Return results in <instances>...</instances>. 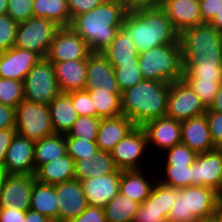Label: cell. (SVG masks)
Returning a JSON list of instances; mask_svg holds the SVG:
<instances>
[{
    "label": "cell",
    "instance_id": "f6af8a7d",
    "mask_svg": "<svg viewBox=\"0 0 222 222\" xmlns=\"http://www.w3.org/2000/svg\"><path fill=\"white\" fill-rule=\"evenodd\" d=\"M6 14L17 23L32 18L33 0H8Z\"/></svg>",
    "mask_w": 222,
    "mask_h": 222
},
{
    "label": "cell",
    "instance_id": "7dc6e473",
    "mask_svg": "<svg viewBox=\"0 0 222 222\" xmlns=\"http://www.w3.org/2000/svg\"><path fill=\"white\" fill-rule=\"evenodd\" d=\"M205 116L215 148L222 149V113L207 110Z\"/></svg>",
    "mask_w": 222,
    "mask_h": 222
},
{
    "label": "cell",
    "instance_id": "4316f807",
    "mask_svg": "<svg viewBox=\"0 0 222 222\" xmlns=\"http://www.w3.org/2000/svg\"><path fill=\"white\" fill-rule=\"evenodd\" d=\"M117 170L111 152L99 150L91 157L75 161V179L79 181L104 176Z\"/></svg>",
    "mask_w": 222,
    "mask_h": 222
},
{
    "label": "cell",
    "instance_id": "7402d4cb",
    "mask_svg": "<svg viewBox=\"0 0 222 222\" xmlns=\"http://www.w3.org/2000/svg\"><path fill=\"white\" fill-rule=\"evenodd\" d=\"M53 66L60 93L84 90L87 59L53 62Z\"/></svg>",
    "mask_w": 222,
    "mask_h": 222
},
{
    "label": "cell",
    "instance_id": "6f0895ef",
    "mask_svg": "<svg viewBox=\"0 0 222 222\" xmlns=\"http://www.w3.org/2000/svg\"><path fill=\"white\" fill-rule=\"evenodd\" d=\"M26 216V211L9 208H0V222H22Z\"/></svg>",
    "mask_w": 222,
    "mask_h": 222
},
{
    "label": "cell",
    "instance_id": "5bb4252c",
    "mask_svg": "<svg viewBox=\"0 0 222 222\" xmlns=\"http://www.w3.org/2000/svg\"><path fill=\"white\" fill-rule=\"evenodd\" d=\"M34 181V175H7L0 193V208L27 211Z\"/></svg>",
    "mask_w": 222,
    "mask_h": 222
},
{
    "label": "cell",
    "instance_id": "cb8c5ba5",
    "mask_svg": "<svg viewBox=\"0 0 222 222\" xmlns=\"http://www.w3.org/2000/svg\"><path fill=\"white\" fill-rule=\"evenodd\" d=\"M34 176L36 181L53 186L75 179V161L66 153L40 165Z\"/></svg>",
    "mask_w": 222,
    "mask_h": 222
},
{
    "label": "cell",
    "instance_id": "6125c7cd",
    "mask_svg": "<svg viewBox=\"0 0 222 222\" xmlns=\"http://www.w3.org/2000/svg\"><path fill=\"white\" fill-rule=\"evenodd\" d=\"M196 222H220L219 219V207L217 208V211L214 214H211L209 216H205L203 218H198Z\"/></svg>",
    "mask_w": 222,
    "mask_h": 222
},
{
    "label": "cell",
    "instance_id": "f5cc1de1",
    "mask_svg": "<svg viewBox=\"0 0 222 222\" xmlns=\"http://www.w3.org/2000/svg\"><path fill=\"white\" fill-rule=\"evenodd\" d=\"M202 24L210 23L222 6V0H199Z\"/></svg>",
    "mask_w": 222,
    "mask_h": 222
},
{
    "label": "cell",
    "instance_id": "03108f58",
    "mask_svg": "<svg viewBox=\"0 0 222 222\" xmlns=\"http://www.w3.org/2000/svg\"><path fill=\"white\" fill-rule=\"evenodd\" d=\"M7 175L8 174L3 169H0V193H1V190H2L4 180L7 177Z\"/></svg>",
    "mask_w": 222,
    "mask_h": 222
},
{
    "label": "cell",
    "instance_id": "7bdbcfd3",
    "mask_svg": "<svg viewBox=\"0 0 222 222\" xmlns=\"http://www.w3.org/2000/svg\"><path fill=\"white\" fill-rule=\"evenodd\" d=\"M18 24L7 14L0 15V53L14 46Z\"/></svg>",
    "mask_w": 222,
    "mask_h": 222
},
{
    "label": "cell",
    "instance_id": "2e32d148",
    "mask_svg": "<svg viewBox=\"0 0 222 222\" xmlns=\"http://www.w3.org/2000/svg\"><path fill=\"white\" fill-rule=\"evenodd\" d=\"M121 170L81 180L88 206L104 208L119 193Z\"/></svg>",
    "mask_w": 222,
    "mask_h": 222
},
{
    "label": "cell",
    "instance_id": "74e56055",
    "mask_svg": "<svg viewBox=\"0 0 222 222\" xmlns=\"http://www.w3.org/2000/svg\"><path fill=\"white\" fill-rule=\"evenodd\" d=\"M101 118L91 116H78L74 122L72 129L65 134V137H75L79 139L96 141L98 127Z\"/></svg>",
    "mask_w": 222,
    "mask_h": 222
},
{
    "label": "cell",
    "instance_id": "816d5d0a",
    "mask_svg": "<svg viewBox=\"0 0 222 222\" xmlns=\"http://www.w3.org/2000/svg\"><path fill=\"white\" fill-rule=\"evenodd\" d=\"M69 222H107L103 208L88 206L79 216Z\"/></svg>",
    "mask_w": 222,
    "mask_h": 222
},
{
    "label": "cell",
    "instance_id": "9c48e42d",
    "mask_svg": "<svg viewBox=\"0 0 222 222\" xmlns=\"http://www.w3.org/2000/svg\"><path fill=\"white\" fill-rule=\"evenodd\" d=\"M149 150L148 139L143 127L135 126L111 151V156L118 170H143L141 161L146 150Z\"/></svg>",
    "mask_w": 222,
    "mask_h": 222
},
{
    "label": "cell",
    "instance_id": "44dd1931",
    "mask_svg": "<svg viewBox=\"0 0 222 222\" xmlns=\"http://www.w3.org/2000/svg\"><path fill=\"white\" fill-rule=\"evenodd\" d=\"M181 143L197 154L216 149L210 136L205 114L181 121Z\"/></svg>",
    "mask_w": 222,
    "mask_h": 222
},
{
    "label": "cell",
    "instance_id": "7a4b0ae2",
    "mask_svg": "<svg viewBox=\"0 0 222 222\" xmlns=\"http://www.w3.org/2000/svg\"><path fill=\"white\" fill-rule=\"evenodd\" d=\"M123 27L139 53L161 45L180 43L179 33L161 7L127 11Z\"/></svg>",
    "mask_w": 222,
    "mask_h": 222
},
{
    "label": "cell",
    "instance_id": "5b68a950",
    "mask_svg": "<svg viewBox=\"0 0 222 222\" xmlns=\"http://www.w3.org/2000/svg\"><path fill=\"white\" fill-rule=\"evenodd\" d=\"M141 76L146 80L172 83L182 79V55L180 43L151 48L138 55Z\"/></svg>",
    "mask_w": 222,
    "mask_h": 222
},
{
    "label": "cell",
    "instance_id": "52a82bcc",
    "mask_svg": "<svg viewBox=\"0 0 222 222\" xmlns=\"http://www.w3.org/2000/svg\"><path fill=\"white\" fill-rule=\"evenodd\" d=\"M59 28L60 26L52 20L33 16L18 24L14 46L33 51L41 58H46Z\"/></svg>",
    "mask_w": 222,
    "mask_h": 222
},
{
    "label": "cell",
    "instance_id": "9a60e30c",
    "mask_svg": "<svg viewBox=\"0 0 222 222\" xmlns=\"http://www.w3.org/2000/svg\"><path fill=\"white\" fill-rule=\"evenodd\" d=\"M55 191L59 207V220L69 222L88 207L81 181L78 179L55 185Z\"/></svg>",
    "mask_w": 222,
    "mask_h": 222
},
{
    "label": "cell",
    "instance_id": "f35d334b",
    "mask_svg": "<svg viewBox=\"0 0 222 222\" xmlns=\"http://www.w3.org/2000/svg\"><path fill=\"white\" fill-rule=\"evenodd\" d=\"M186 83H222V67H182Z\"/></svg>",
    "mask_w": 222,
    "mask_h": 222
},
{
    "label": "cell",
    "instance_id": "1f68e13d",
    "mask_svg": "<svg viewBox=\"0 0 222 222\" xmlns=\"http://www.w3.org/2000/svg\"><path fill=\"white\" fill-rule=\"evenodd\" d=\"M34 17L54 21L60 27H69L71 16L67 0H33Z\"/></svg>",
    "mask_w": 222,
    "mask_h": 222
},
{
    "label": "cell",
    "instance_id": "f546056e",
    "mask_svg": "<svg viewBox=\"0 0 222 222\" xmlns=\"http://www.w3.org/2000/svg\"><path fill=\"white\" fill-rule=\"evenodd\" d=\"M29 209L37 211L47 218L58 219V200L55 185L34 181Z\"/></svg>",
    "mask_w": 222,
    "mask_h": 222
},
{
    "label": "cell",
    "instance_id": "91938a15",
    "mask_svg": "<svg viewBox=\"0 0 222 222\" xmlns=\"http://www.w3.org/2000/svg\"><path fill=\"white\" fill-rule=\"evenodd\" d=\"M207 110H213L218 113H222V84L219 88V91L215 95V98Z\"/></svg>",
    "mask_w": 222,
    "mask_h": 222
},
{
    "label": "cell",
    "instance_id": "d590c367",
    "mask_svg": "<svg viewBox=\"0 0 222 222\" xmlns=\"http://www.w3.org/2000/svg\"><path fill=\"white\" fill-rule=\"evenodd\" d=\"M163 168L164 170L162 172L164 175L160 172V178L155 179L161 184L175 189H183L192 186L191 166L164 165L161 169Z\"/></svg>",
    "mask_w": 222,
    "mask_h": 222
},
{
    "label": "cell",
    "instance_id": "ab89813d",
    "mask_svg": "<svg viewBox=\"0 0 222 222\" xmlns=\"http://www.w3.org/2000/svg\"><path fill=\"white\" fill-rule=\"evenodd\" d=\"M112 66L121 92L133 87L143 79L138 63L112 64Z\"/></svg>",
    "mask_w": 222,
    "mask_h": 222
},
{
    "label": "cell",
    "instance_id": "4fadbf2b",
    "mask_svg": "<svg viewBox=\"0 0 222 222\" xmlns=\"http://www.w3.org/2000/svg\"><path fill=\"white\" fill-rule=\"evenodd\" d=\"M191 169L192 186H204L217 191L222 182V149L199 153Z\"/></svg>",
    "mask_w": 222,
    "mask_h": 222
},
{
    "label": "cell",
    "instance_id": "94428289",
    "mask_svg": "<svg viewBox=\"0 0 222 222\" xmlns=\"http://www.w3.org/2000/svg\"><path fill=\"white\" fill-rule=\"evenodd\" d=\"M209 24L212 25L217 31L222 33V6L218 13H215L214 18Z\"/></svg>",
    "mask_w": 222,
    "mask_h": 222
},
{
    "label": "cell",
    "instance_id": "7c38bea8",
    "mask_svg": "<svg viewBox=\"0 0 222 222\" xmlns=\"http://www.w3.org/2000/svg\"><path fill=\"white\" fill-rule=\"evenodd\" d=\"M34 146V141L16 133L7 149L3 170L8 175H34Z\"/></svg>",
    "mask_w": 222,
    "mask_h": 222
},
{
    "label": "cell",
    "instance_id": "484cf974",
    "mask_svg": "<svg viewBox=\"0 0 222 222\" xmlns=\"http://www.w3.org/2000/svg\"><path fill=\"white\" fill-rule=\"evenodd\" d=\"M48 107L54 132L68 134L79 116L73 106L71 92L59 93Z\"/></svg>",
    "mask_w": 222,
    "mask_h": 222
},
{
    "label": "cell",
    "instance_id": "8d00e7d4",
    "mask_svg": "<svg viewBox=\"0 0 222 222\" xmlns=\"http://www.w3.org/2000/svg\"><path fill=\"white\" fill-rule=\"evenodd\" d=\"M23 100V81L0 77V103L12 108H16Z\"/></svg>",
    "mask_w": 222,
    "mask_h": 222
},
{
    "label": "cell",
    "instance_id": "c3c4849f",
    "mask_svg": "<svg viewBox=\"0 0 222 222\" xmlns=\"http://www.w3.org/2000/svg\"><path fill=\"white\" fill-rule=\"evenodd\" d=\"M208 108L222 83H187Z\"/></svg>",
    "mask_w": 222,
    "mask_h": 222
},
{
    "label": "cell",
    "instance_id": "60d3db41",
    "mask_svg": "<svg viewBox=\"0 0 222 222\" xmlns=\"http://www.w3.org/2000/svg\"><path fill=\"white\" fill-rule=\"evenodd\" d=\"M67 154L74 161L91 157L99 151L96 141H89L75 137H65Z\"/></svg>",
    "mask_w": 222,
    "mask_h": 222
},
{
    "label": "cell",
    "instance_id": "ba28073f",
    "mask_svg": "<svg viewBox=\"0 0 222 222\" xmlns=\"http://www.w3.org/2000/svg\"><path fill=\"white\" fill-rule=\"evenodd\" d=\"M24 99L49 105L60 93L53 62L41 58L24 78Z\"/></svg>",
    "mask_w": 222,
    "mask_h": 222
},
{
    "label": "cell",
    "instance_id": "603a6c76",
    "mask_svg": "<svg viewBox=\"0 0 222 222\" xmlns=\"http://www.w3.org/2000/svg\"><path fill=\"white\" fill-rule=\"evenodd\" d=\"M134 127V123L123 114L101 119L96 138L99 150L111 152Z\"/></svg>",
    "mask_w": 222,
    "mask_h": 222
},
{
    "label": "cell",
    "instance_id": "277c9868",
    "mask_svg": "<svg viewBox=\"0 0 222 222\" xmlns=\"http://www.w3.org/2000/svg\"><path fill=\"white\" fill-rule=\"evenodd\" d=\"M182 67H222V33L203 23L179 34Z\"/></svg>",
    "mask_w": 222,
    "mask_h": 222
},
{
    "label": "cell",
    "instance_id": "8992f818",
    "mask_svg": "<svg viewBox=\"0 0 222 222\" xmlns=\"http://www.w3.org/2000/svg\"><path fill=\"white\" fill-rule=\"evenodd\" d=\"M16 133L32 141H39L54 134L49 107L23 100L15 108Z\"/></svg>",
    "mask_w": 222,
    "mask_h": 222
},
{
    "label": "cell",
    "instance_id": "3957f363",
    "mask_svg": "<svg viewBox=\"0 0 222 222\" xmlns=\"http://www.w3.org/2000/svg\"><path fill=\"white\" fill-rule=\"evenodd\" d=\"M170 83L142 79L131 88L121 92V112L135 126L164 117Z\"/></svg>",
    "mask_w": 222,
    "mask_h": 222
},
{
    "label": "cell",
    "instance_id": "db71d44e",
    "mask_svg": "<svg viewBox=\"0 0 222 222\" xmlns=\"http://www.w3.org/2000/svg\"><path fill=\"white\" fill-rule=\"evenodd\" d=\"M16 135V128L10 127L0 130V169H3L5 156L13 137Z\"/></svg>",
    "mask_w": 222,
    "mask_h": 222
},
{
    "label": "cell",
    "instance_id": "ac0fdd59",
    "mask_svg": "<svg viewBox=\"0 0 222 222\" xmlns=\"http://www.w3.org/2000/svg\"><path fill=\"white\" fill-rule=\"evenodd\" d=\"M143 128L147 135L148 147L166 151L181 143V121L164 116L147 122Z\"/></svg>",
    "mask_w": 222,
    "mask_h": 222
},
{
    "label": "cell",
    "instance_id": "30bf717a",
    "mask_svg": "<svg viewBox=\"0 0 222 222\" xmlns=\"http://www.w3.org/2000/svg\"><path fill=\"white\" fill-rule=\"evenodd\" d=\"M206 111L207 107L183 79L170 83L165 116L183 121L202 116Z\"/></svg>",
    "mask_w": 222,
    "mask_h": 222
},
{
    "label": "cell",
    "instance_id": "ee69618b",
    "mask_svg": "<svg viewBox=\"0 0 222 222\" xmlns=\"http://www.w3.org/2000/svg\"><path fill=\"white\" fill-rule=\"evenodd\" d=\"M175 197L167 222H196L195 216H187L186 196H183V189H175Z\"/></svg>",
    "mask_w": 222,
    "mask_h": 222
},
{
    "label": "cell",
    "instance_id": "d6986e66",
    "mask_svg": "<svg viewBox=\"0 0 222 222\" xmlns=\"http://www.w3.org/2000/svg\"><path fill=\"white\" fill-rule=\"evenodd\" d=\"M120 91L112 64L102 53H91L87 59L84 90Z\"/></svg>",
    "mask_w": 222,
    "mask_h": 222
},
{
    "label": "cell",
    "instance_id": "e7e4bbea",
    "mask_svg": "<svg viewBox=\"0 0 222 222\" xmlns=\"http://www.w3.org/2000/svg\"><path fill=\"white\" fill-rule=\"evenodd\" d=\"M8 0H0V15L7 13Z\"/></svg>",
    "mask_w": 222,
    "mask_h": 222
},
{
    "label": "cell",
    "instance_id": "ffe728a7",
    "mask_svg": "<svg viewBox=\"0 0 222 222\" xmlns=\"http://www.w3.org/2000/svg\"><path fill=\"white\" fill-rule=\"evenodd\" d=\"M160 7L179 34L202 24L199 0H162Z\"/></svg>",
    "mask_w": 222,
    "mask_h": 222
},
{
    "label": "cell",
    "instance_id": "f907efd6",
    "mask_svg": "<svg viewBox=\"0 0 222 222\" xmlns=\"http://www.w3.org/2000/svg\"><path fill=\"white\" fill-rule=\"evenodd\" d=\"M133 222H167L160 212L150 209L144 203L139 204Z\"/></svg>",
    "mask_w": 222,
    "mask_h": 222
},
{
    "label": "cell",
    "instance_id": "003e7915",
    "mask_svg": "<svg viewBox=\"0 0 222 222\" xmlns=\"http://www.w3.org/2000/svg\"><path fill=\"white\" fill-rule=\"evenodd\" d=\"M219 219L222 222V208L219 207Z\"/></svg>",
    "mask_w": 222,
    "mask_h": 222
},
{
    "label": "cell",
    "instance_id": "83f0119b",
    "mask_svg": "<svg viewBox=\"0 0 222 222\" xmlns=\"http://www.w3.org/2000/svg\"><path fill=\"white\" fill-rule=\"evenodd\" d=\"M147 176L143 170L121 171L119 192L142 204L149 197L153 182H156Z\"/></svg>",
    "mask_w": 222,
    "mask_h": 222
},
{
    "label": "cell",
    "instance_id": "e0dca14e",
    "mask_svg": "<svg viewBox=\"0 0 222 222\" xmlns=\"http://www.w3.org/2000/svg\"><path fill=\"white\" fill-rule=\"evenodd\" d=\"M41 59L33 52L13 46L0 53V77L24 81L28 72Z\"/></svg>",
    "mask_w": 222,
    "mask_h": 222
},
{
    "label": "cell",
    "instance_id": "d6a6232c",
    "mask_svg": "<svg viewBox=\"0 0 222 222\" xmlns=\"http://www.w3.org/2000/svg\"><path fill=\"white\" fill-rule=\"evenodd\" d=\"M89 92L93 108H96V117L113 118L122 115L121 91L86 90Z\"/></svg>",
    "mask_w": 222,
    "mask_h": 222
},
{
    "label": "cell",
    "instance_id": "4dcf8cb0",
    "mask_svg": "<svg viewBox=\"0 0 222 222\" xmlns=\"http://www.w3.org/2000/svg\"><path fill=\"white\" fill-rule=\"evenodd\" d=\"M67 153L65 134L54 133L35 141L34 163L35 170L42 164L61 157Z\"/></svg>",
    "mask_w": 222,
    "mask_h": 222
},
{
    "label": "cell",
    "instance_id": "836d02e7",
    "mask_svg": "<svg viewBox=\"0 0 222 222\" xmlns=\"http://www.w3.org/2000/svg\"><path fill=\"white\" fill-rule=\"evenodd\" d=\"M138 207V202L119 192L103 209L107 222H133Z\"/></svg>",
    "mask_w": 222,
    "mask_h": 222
},
{
    "label": "cell",
    "instance_id": "681fc988",
    "mask_svg": "<svg viewBox=\"0 0 222 222\" xmlns=\"http://www.w3.org/2000/svg\"><path fill=\"white\" fill-rule=\"evenodd\" d=\"M106 1L107 0H67L71 21L76 16L88 12Z\"/></svg>",
    "mask_w": 222,
    "mask_h": 222
},
{
    "label": "cell",
    "instance_id": "b9f144b4",
    "mask_svg": "<svg viewBox=\"0 0 222 222\" xmlns=\"http://www.w3.org/2000/svg\"><path fill=\"white\" fill-rule=\"evenodd\" d=\"M166 152V158L164 165H174V166H191L196 161V156L198 155L188 146L183 143H179L170 149L164 151Z\"/></svg>",
    "mask_w": 222,
    "mask_h": 222
},
{
    "label": "cell",
    "instance_id": "d4e9b609",
    "mask_svg": "<svg viewBox=\"0 0 222 222\" xmlns=\"http://www.w3.org/2000/svg\"><path fill=\"white\" fill-rule=\"evenodd\" d=\"M186 196L187 216L203 218L217 211L216 191L204 186H188L183 188Z\"/></svg>",
    "mask_w": 222,
    "mask_h": 222
},
{
    "label": "cell",
    "instance_id": "680465c9",
    "mask_svg": "<svg viewBox=\"0 0 222 222\" xmlns=\"http://www.w3.org/2000/svg\"><path fill=\"white\" fill-rule=\"evenodd\" d=\"M50 219L45 215L38 213L37 211L28 209L26 211V216L22 222H48Z\"/></svg>",
    "mask_w": 222,
    "mask_h": 222
},
{
    "label": "cell",
    "instance_id": "be15d7a7",
    "mask_svg": "<svg viewBox=\"0 0 222 222\" xmlns=\"http://www.w3.org/2000/svg\"><path fill=\"white\" fill-rule=\"evenodd\" d=\"M216 196H217V207L222 208V182L220 184V187L216 191Z\"/></svg>",
    "mask_w": 222,
    "mask_h": 222
},
{
    "label": "cell",
    "instance_id": "9f6ffc18",
    "mask_svg": "<svg viewBox=\"0 0 222 222\" xmlns=\"http://www.w3.org/2000/svg\"><path fill=\"white\" fill-rule=\"evenodd\" d=\"M127 11L141 8L160 7L162 0H119Z\"/></svg>",
    "mask_w": 222,
    "mask_h": 222
},
{
    "label": "cell",
    "instance_id": "6da1fadb",
    "mask_svg": "<svg viewBox=\"0 0 222 222\" xmlns=\"http://www.w3.org/2000/svg\"><path fill=\"white\" fill-rule=\"evenodd\" d=\"M126 13V8L119 0H107L76 16L70 27L83 38L91 53H102L123 26Z\"/></svg>",
    "mask_w": 222,
    "mask_h": 222
},
{
    "label": "cell",
    "instance_id": "e575fe53",
    "mask_svg": "<svg viewBox=\"0 0 222 222\" xmlns=\"http://www.w3.org/2000/svg\"><path fill=\"white\" fill-rule=\"evenodd\" d=\"M175 188L165 186L156 180L149 197L143 202L150 209H155L167 220L168 214L174 203Z\"/></svg>",
    "mask_w": 222,
    "mask_h": 222
},
{
    "label": "cell",
    "instance_id": "8fae6325",
    "mask_svg": "<svg viewBox=\"0 0 222 222\" xmlns=\"http://www.w3.org/2000/svg\"><path fill=\"white\" fill-rule=\"evenodd\" d=\"M87 43L70 26L60 27L51 42L46 58L51 62L88 59Z\"/></svg>",
    "mask_w": 222,
    "mask_h": 222
},
{
    "label": "cell",
    "instance_id": "a7ac6f4b",
    "mask_svg": "<svg viewBox=\"0 0 222 222\" xmlns=\"http://www.w3.org/2000/svg\"><path fill=\"white\" fill-rule=\"evenodd\" d=\"M48 222H64V221L59 220V219H51V220H49Z\"/></svg>",
    "mask_w": 222,
    "mask_h": 222
},
{
    "label": "cell",
    "instance_id": "11a10c76",
    "mask_svg": "<svg viewBox=\"0 0 222 222\" xmlns=\"http://www.w3.org/2000/svg\"><path fill=\"white\" fill-rule=\"evenodd\" d=\"M15 127V108L0 103V130Z\"/></svg>",
    "mask_w": 222,
    "mask_h": 222
},
{
    "label": "cell",
    "instance_id": "f1b7e54d",
    "mask_svg": "<svg viewBox=\"0 0 222 222\" xmlns=\"http://www.w3.org/2000/svg\"><path fill=\"white\" fill-rule=\"evenodd\" d=\"M102 54L111 64L138 63V49L123 26Z\"/></svg>",
    "mask_w": 222,
    "mask_h": 222
},
{
    "label": "cell",
    "instance_id": "bcb514c9",
    "mask_svg": "<svg viewBox=\"0 0 222 222\" xmlns=\"http://www.w3.org/2000/svg\"><path fill=\"white\" fill-rule=\"evenodd\" d=\"M71 99L74 108L79 116L96 117V108H93L92 100L90 99L89 92L86 90L72 91Z\"/></svg>",
    "mask_w": 222,
    "mask_h": 222
}]
</instances>
